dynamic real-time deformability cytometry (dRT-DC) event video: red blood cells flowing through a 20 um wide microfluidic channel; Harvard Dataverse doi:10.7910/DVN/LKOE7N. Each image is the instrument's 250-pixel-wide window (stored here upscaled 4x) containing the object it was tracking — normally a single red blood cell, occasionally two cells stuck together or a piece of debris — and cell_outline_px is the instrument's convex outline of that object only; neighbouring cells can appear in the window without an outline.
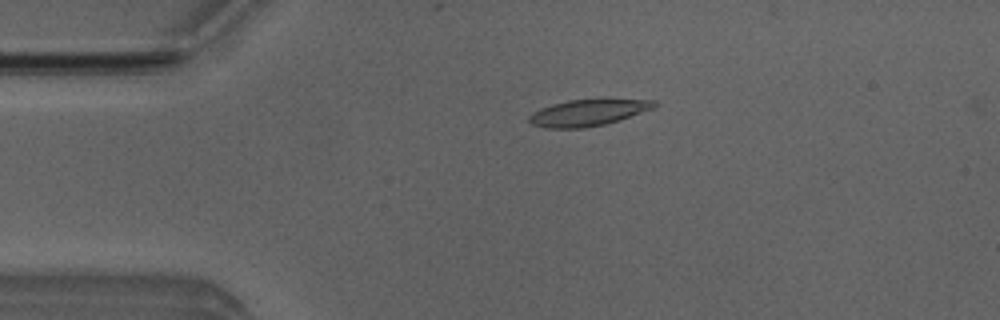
{"species": "Egyptian fruit bat (a non-hibernating species)", "species_latin": "Rousettus aegyptiacus", "temperature_condition": "room temperature", "stored_images_in_passage": 39, "camera_frame_rate_fps": 3000, "um_per_image_px": 0.085, "animal": {"sex": "male"}, "frame": {"image": 1, "passage_image": 11, "time_ms": 3.333, "image_size_px": [1000, 320], "cell_outline_px": [[656, 104], [652, 108], [620, 120], [604, 124], [584, 128], [544, 128], [532, 124], [528, 120], [528, 116], [532, 112], [540, 108], [552, 104], [568, 100], [604, 96], [656, 100]], "centroid_in_image_um": [50.01, 9.52], "position_along_channel_um": 35.0, "area_um2": 20.23}}
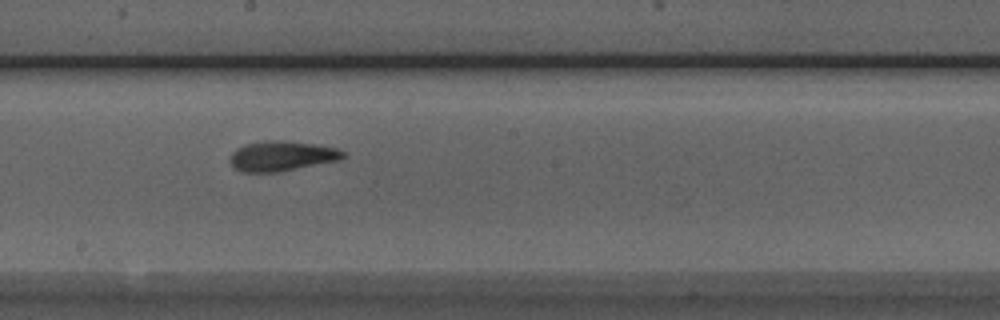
{"frame": {"image": 2, "passage_image": 28, "time_ms": 9.0, "image_size_px": [1000, 320], "cell_outline_px": [[348, 156], [340, 160], [280, 172], [240, 172], [228, 160], [232, 152], [236, 148], [244, 144], [264, 140], [284, 140], [312, 144], [336, 148], [348, 152]], "centroid_in_image_um": [23.97, 13.26], "position_along_channel_um": 224.2, "area_um2": 20.11}}
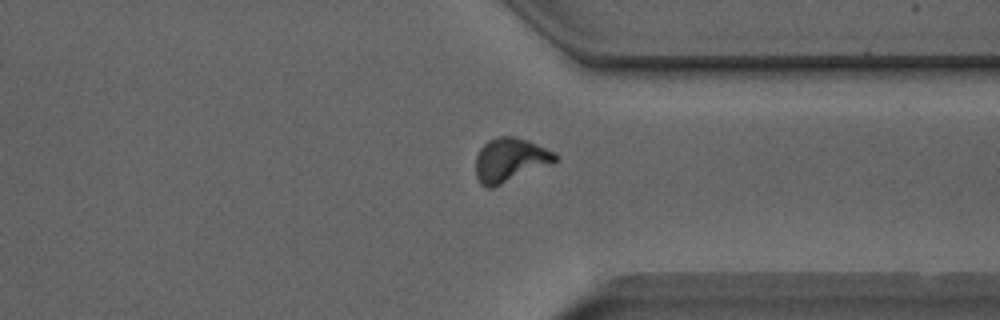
{"frame": {"image": 3, "passage_image": 39, "time_ms": 12.667, "image_size_px": [1000, 320], "cell_outline_px": [[560, 156], [556, 160], [492, 188], [488, 188], [480, 184], [476, 176], [476, 156], [480, 148], [488, 140], [496, 136], [512, 136], [528, 140], [556, 152]], "centroid_in_image_um": [43.32, 13.57], "position_along_channel_um": 368.1, "area_um2": 20.06}, "authors_computed_cell_mechanics": {"area_um2": 19.5364, "velocity_mm_per_s": 3.9642, "shape_relaxation_time_tau1_ms": 5.5901, "shape_relaxation_time_tau2_ms": 2.2102, "deformation_change_tau1": 0.1808, "deformation_change_tau2": 0.0914}}